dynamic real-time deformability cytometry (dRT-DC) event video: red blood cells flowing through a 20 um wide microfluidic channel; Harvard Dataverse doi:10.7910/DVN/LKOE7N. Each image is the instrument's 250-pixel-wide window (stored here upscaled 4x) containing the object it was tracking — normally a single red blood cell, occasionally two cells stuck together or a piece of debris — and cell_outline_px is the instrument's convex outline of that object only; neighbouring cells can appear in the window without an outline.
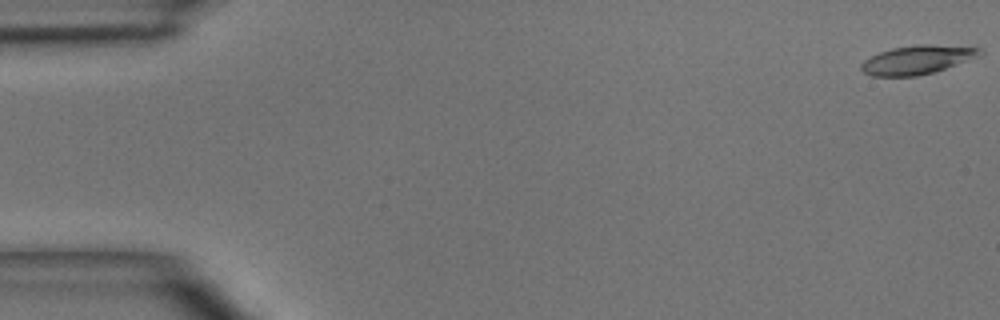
{"species": "common noctule bat (a hibernating species)", "species_latin": "Nyctalus noctula", "temperature_condition": "room temperature", "stored_images_in_passage": 5, "camera_frame_rate_fps": 3000, "um_per_image_px": 0.085, "animal": {"sex": "male", "body_mass_g": 15.6}, "frame": {"image": 1, "passage_image": 1, "time_ms": 0.0, "image_size_px": [1000, 320], "cell_outline_px": [[984, 52], [980, 56], [932, 72], [916, 76], [872, 76], [864, 72], [860, 68], [860, 64], [864, 60], [880, 52], [892, 48], [916, 44], [932, 44], [980, 48]], "centroid_in_image_um": [77.95, 5.07], "position_along_channel_um": 7.0, "area_um2": 19.71}}
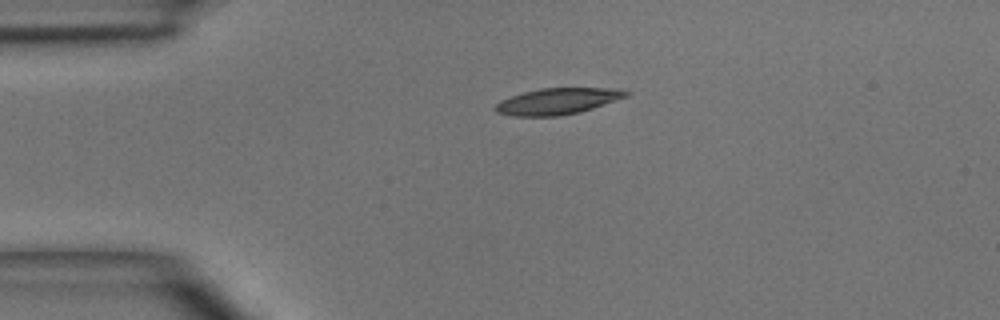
{"frame": {"image": 2, "passage_image": 4, "time_ms": 3.333, "image_size_px": [1000, 320], "cell_outline_px": [[632, 92], [628, 96], [580, 112], [556, 116], [512, 116], [496, 112], [492, 108], [500, 100], [524, 92], [540, 88], [620, 88]], "centroid_in_image_um": [47.4, 8.6], "position_along_channel_um": 37.6, "area_um2": 20.06}}